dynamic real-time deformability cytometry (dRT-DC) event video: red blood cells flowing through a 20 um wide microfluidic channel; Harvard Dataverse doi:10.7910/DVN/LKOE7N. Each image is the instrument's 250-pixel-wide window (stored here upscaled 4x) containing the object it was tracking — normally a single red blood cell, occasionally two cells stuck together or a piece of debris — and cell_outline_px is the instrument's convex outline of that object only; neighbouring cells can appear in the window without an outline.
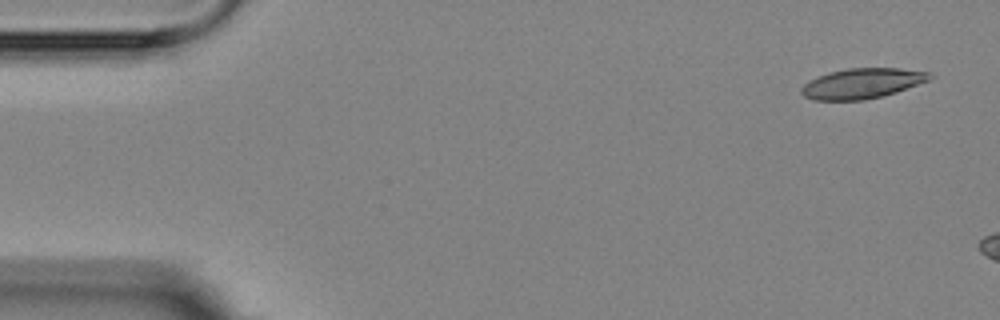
{"species": "Egyptian fruit bat (a non-hibernating species)", "species_latin": "Rousettus aegyptiacus", "temperature_condition": "room temperature", "stored_images_in_passage": 3, "camera_frame_rate_fps": 3000, "um_per_image_px": 0.085, "animal": {"sex": "female"}, "frame": {"image": 1, "passage_image": 1, "time_ms": 0.0, "image_size_px": [1000, 320], "cell_outline_px": [[932, 76], [928, 80], [896, 92], [864, 100], [812, 100], [804, 96], [800, 92], [800, 88], [808, 80], [828, 72], [848, 68], [900, 68], [932, 72]], "centroid_in_image_um": [73.24, 7.08], "position_along_channel_um": 11.8, "area_um2": 22.6}}